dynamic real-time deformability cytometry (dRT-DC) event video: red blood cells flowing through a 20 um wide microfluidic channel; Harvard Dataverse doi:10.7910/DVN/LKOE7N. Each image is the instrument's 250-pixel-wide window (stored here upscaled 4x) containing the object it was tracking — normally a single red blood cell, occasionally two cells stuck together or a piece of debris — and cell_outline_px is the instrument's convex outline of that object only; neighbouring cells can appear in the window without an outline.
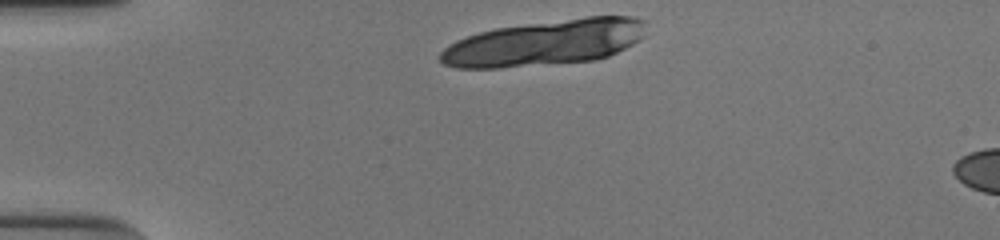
{"species": "human", "species_latin": "Homo sapiens", "temperature_condition": "cold", "stored_images_in_passage": 6, "camera_frame_rate_fps": 3000, "um_per_image_px": 0.085, "donor": {"sex": "male"}, "frame": {"image": 1, "passage_image": 1, "time_ms": 0.0, "image_size_px": [1000, 240], "cell_outline_px": [[648, 20], [644, 36], [640, 40], [608, 56], [596, 60], [500, 68], [456, 68], [444, 64], [436, 56], [448, 44], [456, 40], [480, 32], [496, 28], [588, 16], [636, 16]], "centroid_in_image_um": [46.34, 3.63], "position_along_channel_um": 38.7, "area_um2": 55.03}}